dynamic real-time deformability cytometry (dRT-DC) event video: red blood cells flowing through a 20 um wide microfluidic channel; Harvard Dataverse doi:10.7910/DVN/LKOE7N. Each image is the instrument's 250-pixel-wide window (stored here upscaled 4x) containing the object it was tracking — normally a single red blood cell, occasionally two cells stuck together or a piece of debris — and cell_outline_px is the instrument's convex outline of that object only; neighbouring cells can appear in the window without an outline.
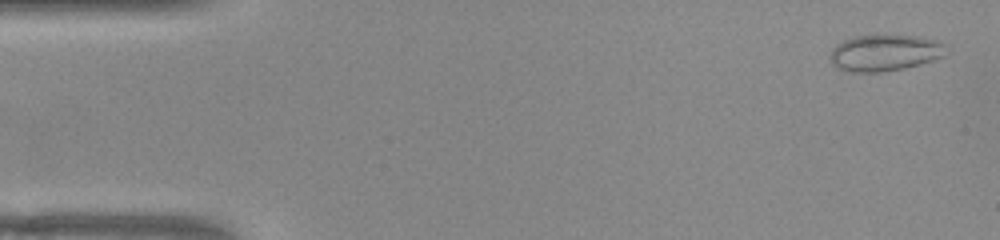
{"species": "common noctule bat (a hibernating species)", "species_latin": "Nyctalus noctula", "temperature_condition": "warm", "stored_images_in_passage": 51, "camera_frame_rate_fps": 3000, "um_per_image_px": 0.085, "animal": {"sex": "female", "body_mass_g": 22.0, "forearm_length_mm": 56.7}, "frame": {"image": 1, "passage_image": 2, "time_ms": 0.333, "image_size_px": [1000, 240], "cell_outline_px": [[948, 44], [944, 56], [920, 64], [904, 68], [880, 72], [848, 72], [836, 68], [832, 64], [828, 56], [832, 48], [836, 44], [844, 40], [856, 36], [876, 32], [912, 36], [936, 40]], "centroid_in_image_um": [75.16, 4.46], "position_along_channel_um": 9.8, "area_um2": 25.43}}
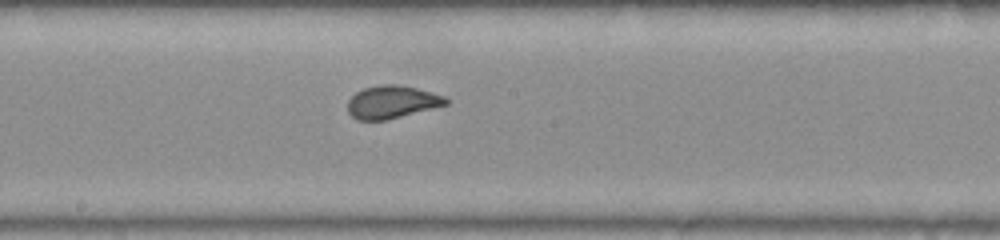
{"frame": {"image": 2, "passage_image": 27, "time_ms": 8.667, "image_size_px": [1000, 240], "cell_outline_px": [[448, 104], [384, 120], [356, 120], [348, 112], [348, 100], [356, 92], [364, 88], [380, 84], [400, 84], [432, 92], [444, 96], [448, 100]], "centroid_in_image_um": [33.29, 8.65], "position_along_channel_um": 214.9, "area_um2": 18.61}}
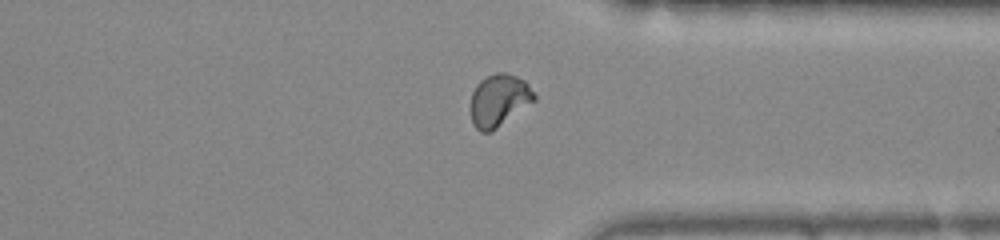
{"frame": {"image": 3, "passage_image": 39, "time_ms": 12.667, "image_size_px": [1000, 240], "cell_outline_px": [[536, 100], [492, 132], [480, 132], [472, 124], [472, 92], [476, 84], [480, 80], [496, 72], [504, 72], [516, 76], [524, 80], [528, 84], [536, 96]], "centroid_in_image_um": [42.43, 8.53], "position_along_channel_um": 369.0, "area_um2": 19.36}, "authors_computed_cell_mechanics": {"area_um2": 19.0162, "velocity_mm_per_s": 3.9088, "shape_relaxation_time_tau1_ms": 7.5636, "shape_relaxation_time_tau2_ms": null, "deformation_change_tau1": 0.2074, "deformation_change_tau2": null}}